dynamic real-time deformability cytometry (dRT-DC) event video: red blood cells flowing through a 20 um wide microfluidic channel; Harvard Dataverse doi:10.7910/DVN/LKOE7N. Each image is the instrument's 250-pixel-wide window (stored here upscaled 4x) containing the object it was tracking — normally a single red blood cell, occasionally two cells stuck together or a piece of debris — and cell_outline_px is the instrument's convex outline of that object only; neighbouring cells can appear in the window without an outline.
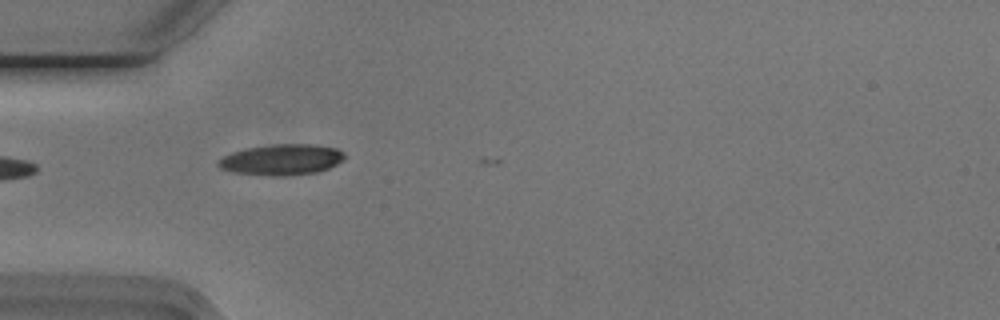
{"species": "Egyptian fruit bat (a non-hibernating species)", "species_latin": "Rousettus aegyptiacus", "temperature_condition": "cold", "stored_images_in_passage": 5, "camera_frame_rate_fps": 3000, "um_per_image_px": 0.085, "animal": {"sex": "male"}, "frame": {"image": 1, "passage_image": 2, "time_ms": 0.333, "image_size_px": [1000, 320], "cell_outline_px": [[344, 160], [328, 168], [316, 172], [284, 176], [272, 176], [232, 172], [220, 168], [216, 164], [224, 156], [232, 152], [248, 148], [272, 144], [308, 144], [336, 148], [344, 152]], "centroid_in_image_um": [23.94, 13.57], "position_along_channel_um": 61.1, "area_um2": 22.54}}